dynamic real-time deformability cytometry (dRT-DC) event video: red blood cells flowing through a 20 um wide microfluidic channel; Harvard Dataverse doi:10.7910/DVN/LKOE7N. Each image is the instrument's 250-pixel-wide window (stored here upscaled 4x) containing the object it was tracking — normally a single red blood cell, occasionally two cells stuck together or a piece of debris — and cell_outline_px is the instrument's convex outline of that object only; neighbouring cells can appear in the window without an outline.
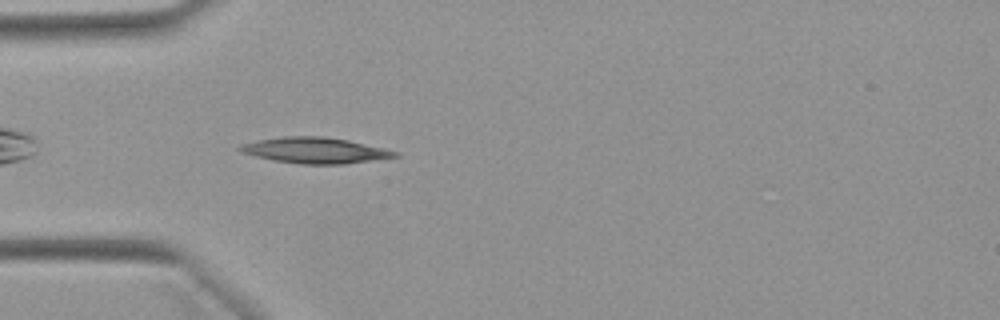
{"species": "Egyptian fruit bat (a non-hibernating species)", "species_latin": "Rousettus aegyptiacus", "temperature_condition": "warm", "stored_images_in_passage": 32, "camera_frame_rate_fps": 3000, "um_per_image_px": 0.085, "animal": {"sex": "female"}, "frame": {"image": 1, "passage_image": 2, "time_ms": 0.333, "image_size_px": [1000, 320], "cell_outline_px": [[400, 156], [344, 164], [300, 164], [272, 160], [240, 152], [236, 148], [240, 144], [260, 140], [284, 136], [324, 136], [348, 140], [384, 148], [400, 152]], "centroid_in_image_um": [26.78, 12.78], "position_along_channel_um": 58.2, "area_um2": 23.35}}
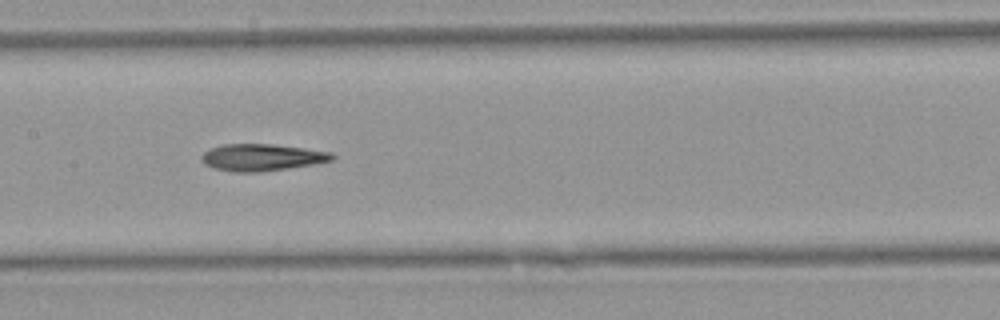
{"frame": {"image": 2, "passage_image": 12, "time_ms": 3.667, "image_size_px": [1000, 320], "cell_outline_px": [[336, 156], [332, 160], [316, 164], [288, 168], [256, 172], [236, 172], [216, 168], [204, 164], [200, 160], [200, 156], [208, 148], [224, 144], [272, 144], [304, 148], [332, 152]], "centroid_in_image_um": [22.25, 13.37], "position_along_channel_um": 185.1, "area_um2": 20.52}}
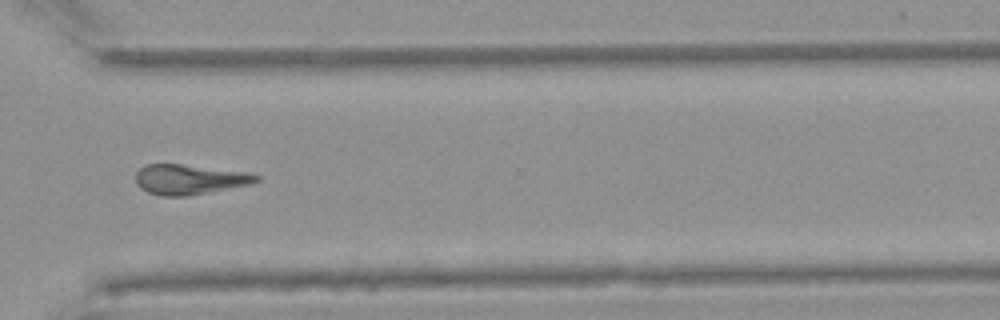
{"frame": {"image": 3, "passage_image": 25, "time_ms": 8.0, "image_size_px": [1000, 320], "cell_outline_px": [[260, 180], [252, 184], [188, 196], [160, 196], [148, 192], [140, 188], [136, 184], [136, 172], [144, 164], [180, 164], [248, 172], [260, 176]], "centroid_in_image_um": [16.1, 15.25], "position_along_channel_um": 354.5, "area_um2": 21.21}, "authors_computed_cell_mechanics": {"area_um2": 20.7213, "velocity_mm_per_s": 3.9039, "shape_relaxation_time_tau1_ms": null, "shape_relaxation_time_tau2_ms": 6.1911, "deformation_change_tau1": null, "deformation_change_tau2": 0.1845}}